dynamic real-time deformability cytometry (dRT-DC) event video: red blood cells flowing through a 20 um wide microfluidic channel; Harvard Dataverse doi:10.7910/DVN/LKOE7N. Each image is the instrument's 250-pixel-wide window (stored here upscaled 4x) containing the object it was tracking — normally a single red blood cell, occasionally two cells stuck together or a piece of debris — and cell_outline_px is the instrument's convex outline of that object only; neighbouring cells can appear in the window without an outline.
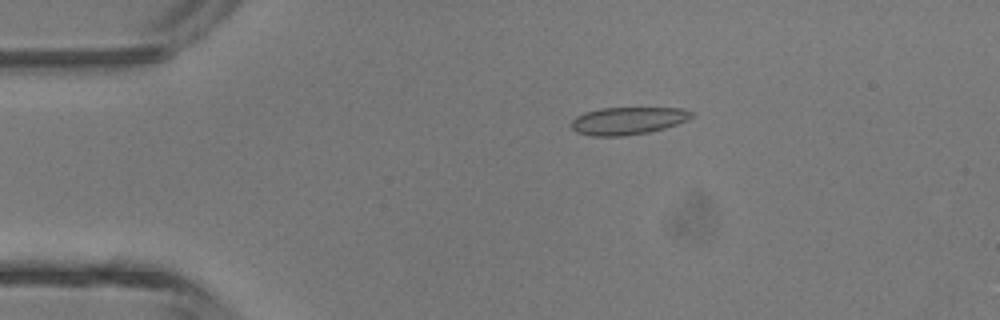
{"species": "common noctule bat (a hibernating species)", "species_latin": "Nyctalus noctula", "temperature_condition": "room temperature", "stored_images_in_passage": 4, "camera_frame_rate_fps": 3000, "um_per_image_px": 0.085, "animal": {"sex": "male", "body_mass_g": 13.3}, "frame": {"image": 1, "passage_image": 3, "time_ms": 2.333, "image_size_px": [1000, 320], "cell_outline_px": [[692, 116], [688, 120], [664, 128], [648, 132], [624, 136], [592, 136], [576, 132], [568, 124], [576, 116], [584, 112], [600, 108], [680, 108], [692, 112]], "centroid_in_image_um": [53.3, 10.27], "position_along_channel_um": 31.7, "area_um2": 19.31}}